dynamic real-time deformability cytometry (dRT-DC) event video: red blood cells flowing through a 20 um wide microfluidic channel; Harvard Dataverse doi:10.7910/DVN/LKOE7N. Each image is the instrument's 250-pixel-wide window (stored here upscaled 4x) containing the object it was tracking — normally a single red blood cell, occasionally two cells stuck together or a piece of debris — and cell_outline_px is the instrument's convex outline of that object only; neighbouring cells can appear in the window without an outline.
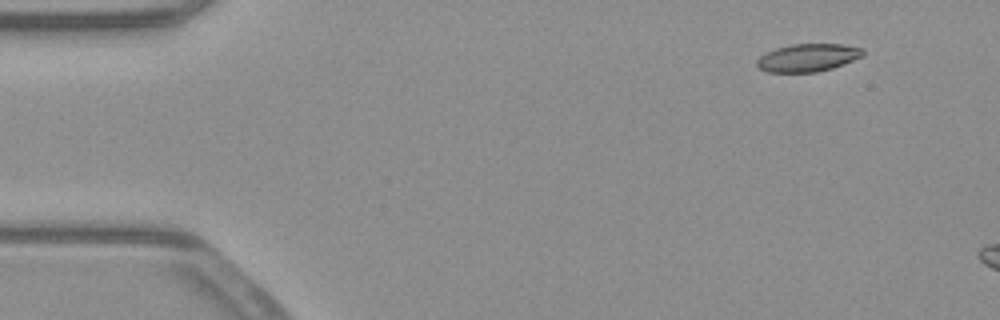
{"species": "common noctule bat (a hibernating species)", "species_latin": "Nyctalus noctula", "temperature_condition": "warm", "stored_images_in_passage": 12, "camera_frame_rate_fps": 3000, "um_per_image_px": 0.085, "animal": {"sex": "male", "body_mass_g": 23.1, "forearm_length_mm": 52.7}, "frame": {"image": 1, "passage_image": 3, "time_ms": 0.667, "image_size_px": [1000, 320], "cell_outline_px": [[864, 56], [844, 64], [832, 68], [816, 72], [768, 72], [760, 68], [756, 64], [756, 60], [760, 56], [776, 48], [792, 44], [840, 44], [864, 48]], "centroid_in_image_um": [68.7, 4.9], "position_along_channel_um": 16.3, "area_um2": 17.17}}